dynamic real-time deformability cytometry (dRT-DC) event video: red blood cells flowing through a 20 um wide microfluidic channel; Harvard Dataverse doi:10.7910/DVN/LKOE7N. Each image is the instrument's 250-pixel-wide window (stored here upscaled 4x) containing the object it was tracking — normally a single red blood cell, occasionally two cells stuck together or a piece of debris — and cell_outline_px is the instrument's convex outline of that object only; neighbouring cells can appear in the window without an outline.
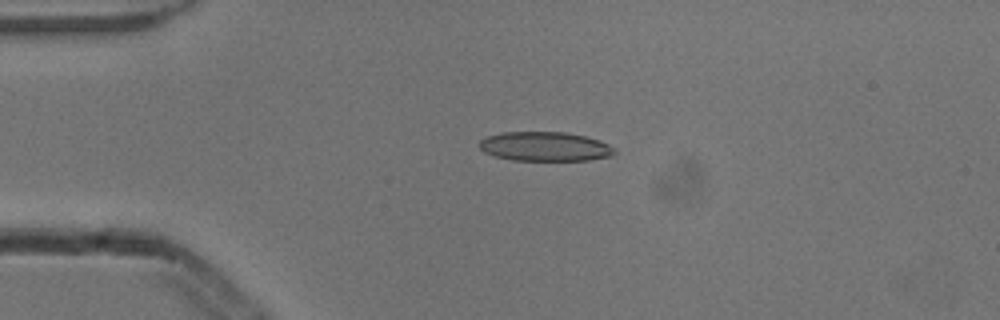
{"species": "common noctule bat (a hibernating species)", "species_latin": "Nyctalus noctula", "temperature_condition": "cold", "stored_images_in_passage": 4, "camera_frame_rate_fps": 3000, "um_per_image_px": 0.085, "animal": {"sex": "male", "body_mass_g": 13.3}, "frame": {"image": 1, "passage_image": 3, "time_ms": 0.667, "image_size_px": [1000, 320], "cell_outline_px": [[616, 152], [612, 156], [588, 160], [512, 160], [496, 156], [484, 152], [480, 148], [480, 140], [488, 136], [504, 132], [564, 132], [584, 136], [600, 140], [608, 144]], "centroid_in_image_um": [46.33, 12.45], "position_along_channel_um": 38.7, "area_um2": 22.89}}